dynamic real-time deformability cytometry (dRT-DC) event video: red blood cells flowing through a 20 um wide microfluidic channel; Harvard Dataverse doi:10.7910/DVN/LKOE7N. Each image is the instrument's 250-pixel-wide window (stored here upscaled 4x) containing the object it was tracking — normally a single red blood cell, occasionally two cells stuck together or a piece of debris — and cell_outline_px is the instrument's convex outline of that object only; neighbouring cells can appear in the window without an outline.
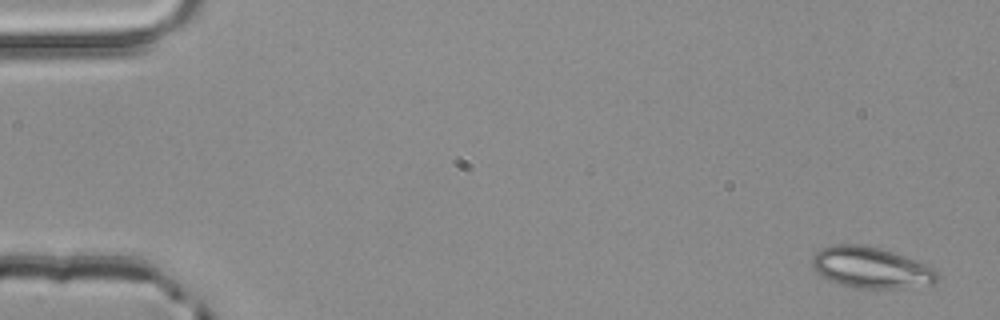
{"species": "common noctule bat (a hibernating species)", "species_latin": "Nyctalus noctula", "temperature_condition": "room temperature", "stored_images_in_passage": 4, "camera_frame_rate_fps": 3000, "um_per_image_px": 0.085, "animal": {"sex": "male", "body_mass_g": 20.4}, "frame": {"image": 1, "passage_image": 1, "time_ms": 0.0, "image_size_px": [1000, 320], "cell_outline_px": [[940, 280], [932, 284], [904, 288], [856, 288], [840, 284], [828, 280], [820, 276], [812, 268], [812, 256], [820, 248], [832, 244], [868, 244], [916, 260], [936, 268], [940, 272]], "centroid_in_image_um": [74.05, 22.74], "position_along_channel_um": 10.9, "area_um2": 30.63}}